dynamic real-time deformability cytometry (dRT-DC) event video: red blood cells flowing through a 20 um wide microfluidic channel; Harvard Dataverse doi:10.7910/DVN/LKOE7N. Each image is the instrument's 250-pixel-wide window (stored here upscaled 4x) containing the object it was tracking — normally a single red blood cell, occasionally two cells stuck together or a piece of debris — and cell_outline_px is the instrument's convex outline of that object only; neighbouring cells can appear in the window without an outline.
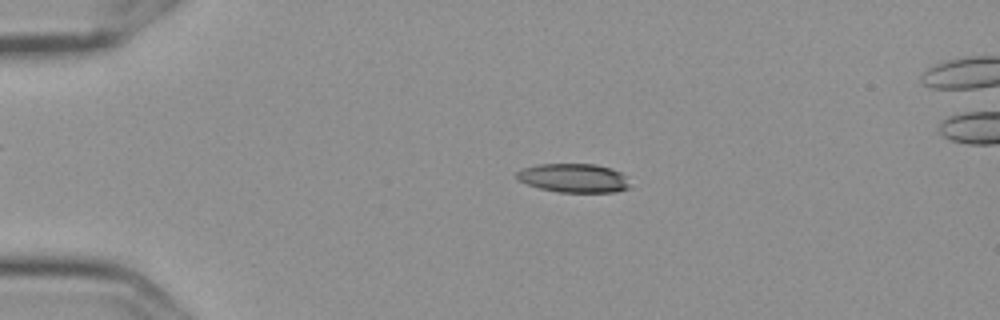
{"species": "Egyptian fruit bat (a non-hibernating species)", "species_latin": "Rousettus aegyptiacus", "temperature_condition": "cold", "stored_images_in_passage": 7, "camera_frame_rate_fps": 3000, "um_per_image_px": 0.085, "frame": {"image": 1, "passage_image": 2, "time_ms": 0.333, "image_size_px": [1000, 320], "cell_outline_px": [[632, 188], [616, 192], [560, 192], [540, 188], [516, 180], [516, 172], [524, 168], [540, 164], [596, 164], [612, 168], [620, 172], [624, 176]], "centroid_in_image_um": [48.78, 15.13], "position_along_channel_um": 36.2, "area_um2": 19.07}}
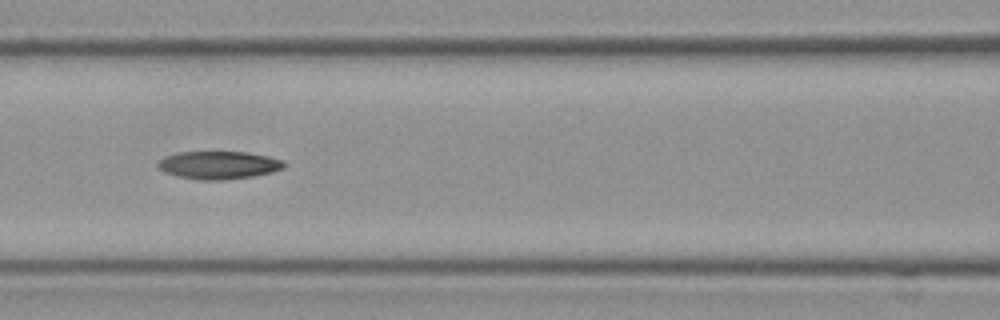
{"frame": {"image": 2, "passage_image": 6, "time_ms": 1.667, "image_size_px": [1000, 320], "cell_outline_px": [[288, 164], [284, 168], [272, 172], [252, 176], [224, 180], [196, 180], [176, 176], [164, 172], [156, 164], [164, 156], [176, 152], [248, 152], [268, 156], [284, 160]], "centroid_in_image_um": [18.6, 14.03], "position_along_channel_um": 148.0, "area_um2": 20.75}}
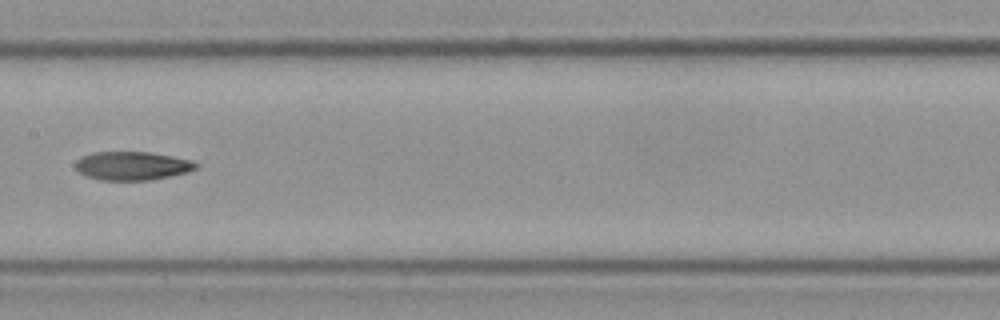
{"frame": {"image": 3, "passage_image": 7, "time_ms": 2.0, "image_size_px": [1000, 320], "cell_outline_px": [[200, 164], [196, 168], [184, 172], [168, 176], [148, 180], [100, 180], [88, 176], [80, 172], [76, 168], [76, 160], [92, 152], [148, 152], [172, 156], [192, 160]], "centroid_in_image_um": [11.24, 14.08], "position_along_channel_um": 196.2, "area_um2": 19.77}}